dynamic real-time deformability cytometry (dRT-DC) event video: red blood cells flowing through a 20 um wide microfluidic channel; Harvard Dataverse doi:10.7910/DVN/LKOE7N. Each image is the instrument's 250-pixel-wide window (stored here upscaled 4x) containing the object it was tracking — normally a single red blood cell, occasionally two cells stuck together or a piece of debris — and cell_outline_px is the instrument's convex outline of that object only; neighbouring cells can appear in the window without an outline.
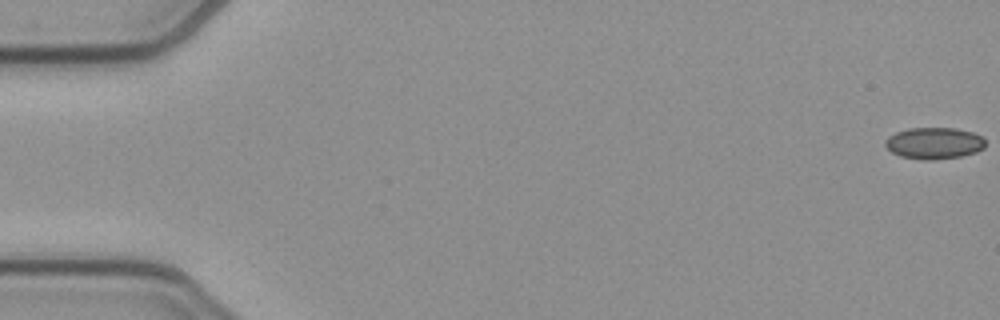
{"species": "common noctule bat (a hibernating species)", "species_latin": "Nyctalus noctula", "temperature_condition": "cold", "stored_images_in_passage": 53, "camera_frame_rate_fps": 3000, "um_per_image_px": 0.085, "animal": {"sex": "female", "body_mass_g": 21.9}, "frame": {"image": 1, "passage_image": 1, "time_ms": 0.0, "image_size_px": [1000, 320], "cell_outline_px": [[984, 148], [976, 152], [960, 156], [932, 160], [924, 160], [900, 156], [892, 152], [884, 144], [884, 140], [888, 136], [896, 132], [908, 128], [956, 128], [972, 132], [980, 136], [984, 140]], "centroid_in_image_um": [79.37, 12.16], "position_along_channel_um": 5.6, "area_um2": 18.38}}
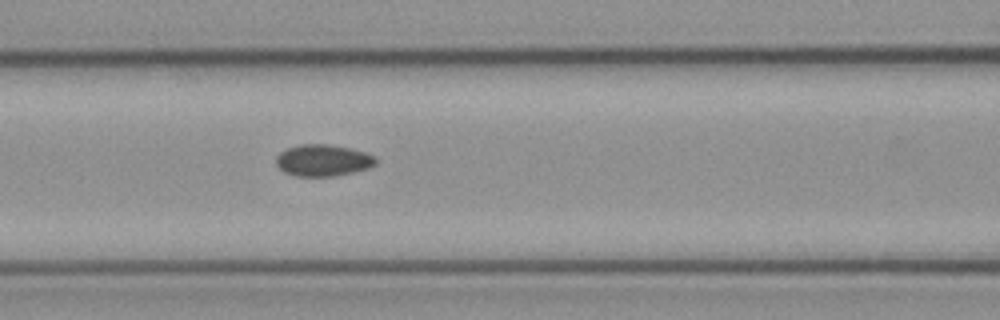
{"frame": {"image": 2, "passage_image": 23, "time_ms": 7.333, "image_size_px": [1000, 320], "cell_outline_px": [[376, 164], [368, 168], [352, 172], [332, 176], [296, 176], [284, 172], [276, 164], [276, 156], [280, 152], [288, 148], [300, 144], [324, 144], [348, 148], [364, 152], [376, 156]], "centroid_in_image_um": [27.44, 13.63], "position_along_channel_um": 139.2, "area_um2": 18.21}}
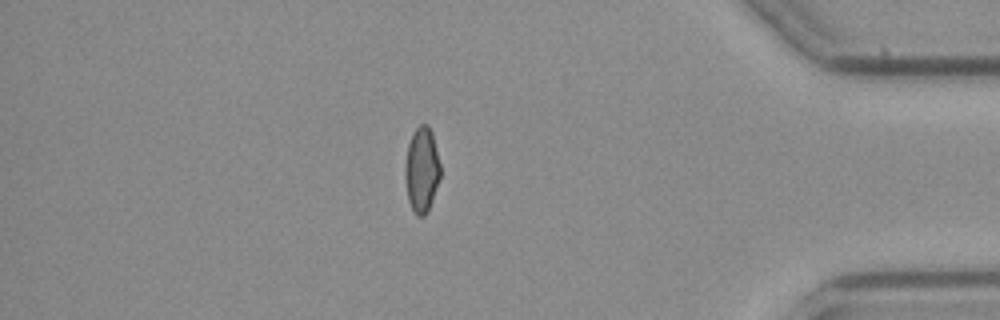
{"frame": {"image": 3, "passage_image": 46, "time_ms": 15.0, "image_size_px": [1000, 320], "cell_outline_px": [[440, 176], [428, 212], [424, 216], [416, 216], [408, 200], [404, 176], [404, 164], [408, 144], [412, 132], [420, 124], [428, 124], [432, 132], [440, 164]], "centroid_in_image_um": [35.83, 14.42], "position_along_channel_um": 399.4, "area_um2": 17.69}, "authors_computed_cell_mechanics": {"area_um2": 18.0336, "velocity_mm_per_s": 3.9002, "shape_relaxation_time_tau1_ms": null, "shape_relaxation_time_tau2_ms": 3.0092, "deformation_change_tau1": null, "deformation_change_tau2": 0.0777}}